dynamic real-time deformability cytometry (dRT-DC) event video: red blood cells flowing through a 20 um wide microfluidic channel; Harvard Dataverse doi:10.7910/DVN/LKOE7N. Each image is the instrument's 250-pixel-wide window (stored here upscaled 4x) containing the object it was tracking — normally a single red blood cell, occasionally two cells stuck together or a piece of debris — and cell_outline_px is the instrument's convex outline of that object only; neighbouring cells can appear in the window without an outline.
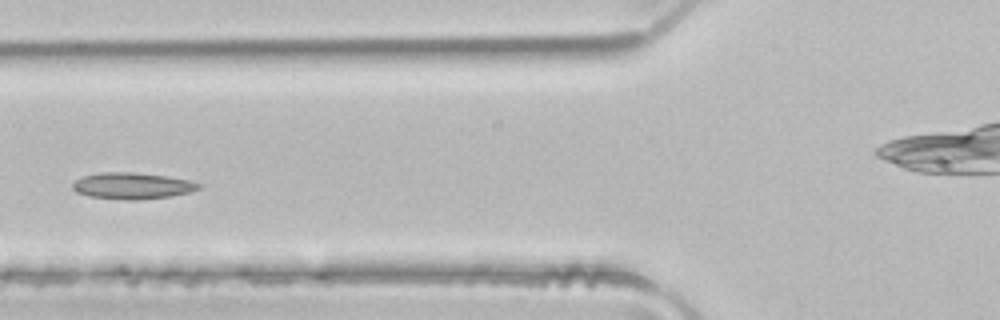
{"species": "common noctule bat (a hibernating species)", "species_latin": "Nyctalus noctula", "temperature_condition": "room temperature", "stored_images_in_passage": 3, "camera_frame_rate_fps": 3000, "um_per_image_px": 0.085, "animal": {"sex": "male", "body_mass_g": 21.5, "forearm_length_mm": 52.0}, "frame": {"image": 1, "passage_image": 3, "time_ms": 0.667, "image_size_px": [1000, 320], "cell_outline_px": [[204, 184], [200, 188], [192, 192], [172, 196], [136, 200], [128, 200], [88, 196], [76, 192], [72, 188], [72, 184], [76, 180], [84, 176], [100, 172], [132, 172], [164, 176], [188, 180]], "centroid_in_image_um": [11.26, 15.8], "position_along_channel_um": 114.5, "area_um2": 19.42}}